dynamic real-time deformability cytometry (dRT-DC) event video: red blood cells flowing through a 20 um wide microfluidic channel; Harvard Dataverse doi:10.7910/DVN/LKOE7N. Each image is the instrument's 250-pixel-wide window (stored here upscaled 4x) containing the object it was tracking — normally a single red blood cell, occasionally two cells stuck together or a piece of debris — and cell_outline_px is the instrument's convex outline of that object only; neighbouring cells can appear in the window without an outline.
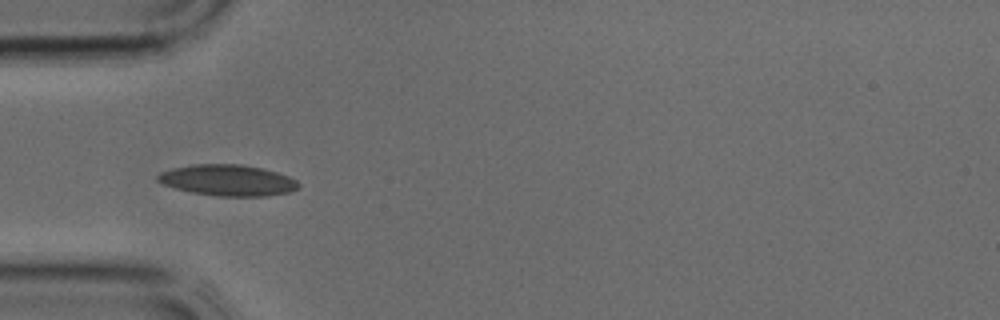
{"species": "common noctule bat (a hibernating species)", "species_latin": "Nyctalus noctula", "temperature_condition": "cold", "stored_images_in_passage": 38, "camera_frame_rate_fps": 3000, "um_per_image_px": 0.085, "animal": {"sex": "male", "body_mass_g": 17.9, "forearm_length_mm": 54.2}, "frame": {"image": 1, "passage_image": 12, "time_ms": 3.667, "image_size_px": [1000, 320], "cell_outline_px": [[300, 188], [288, 192], [268, 196], [216, 196], [192, 192], [176, 188], [164, 184], [156, 180], [156, 176], [160, 172], [172, 168], [192, 164], [240, 164], [264, 168], [288, 176], [296, 180], [300, 184]], "centroid_in_image_um": [19.37, 15.32], "position_along_channel_um": 65.6, "area_um2": 25.61}}